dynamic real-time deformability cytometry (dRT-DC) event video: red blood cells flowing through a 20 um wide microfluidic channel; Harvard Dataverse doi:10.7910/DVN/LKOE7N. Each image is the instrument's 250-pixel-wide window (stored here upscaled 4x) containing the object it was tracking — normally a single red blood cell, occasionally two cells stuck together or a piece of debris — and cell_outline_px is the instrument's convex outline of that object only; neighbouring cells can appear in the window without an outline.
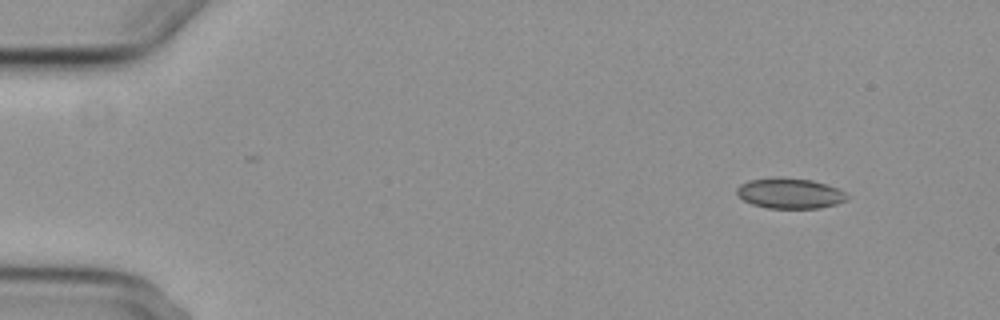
{"species": "common noctule bat (a hibernating species)", "species_latin": "Nyctalus noctula", "temperature_condition": "cold", "stored_images_in_passage": 4, "camera_frame_rate_fps": 3000, "um_per_image_px": 0.085, "animal": {"sex": "female", "body_mass_g": 29.2, "forearm_length_mm": 56.3}, "frame": {"image": 1, "passage_image": 1, "time_ms": 0.0, "image_size_px": [1000, 320], "cell_outline_px": [[848, 200], [836, 204], [820, 208], [768, 208], [752, 204], [736, 196], [736, 188], [740, 184], [748, 180], [780, 176], [812, 180], [836, 188], [844, 192], [848, 196]], "centroid_in_image_um": [67.09, 16.42], "position_along_channel_um": 17.9, "area_um2": 19.71}}
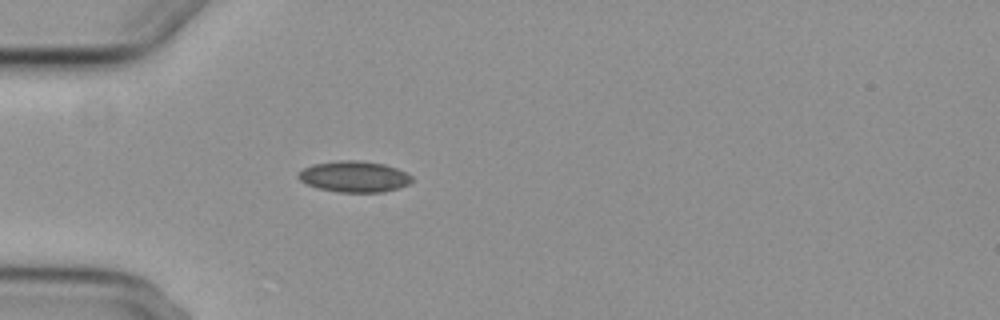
{"frame": {"image": 2, "passage_image": 4, "time_ms": 3.667, "image_size_px": [1000, 320], "cell_outline_px": [[412, 180], [408, 184], [384, 192], [340, 192], [316, 188], [300, 180], [296, 176], [304, 168], [312, 164], [340, 160], [356, 160], [384, 164], [396, 168], [412, 176]], "centroid_in_image_um": [30.08, 15.01], "position_along_channel_um": 54.9, "area_um2": 20.4}}